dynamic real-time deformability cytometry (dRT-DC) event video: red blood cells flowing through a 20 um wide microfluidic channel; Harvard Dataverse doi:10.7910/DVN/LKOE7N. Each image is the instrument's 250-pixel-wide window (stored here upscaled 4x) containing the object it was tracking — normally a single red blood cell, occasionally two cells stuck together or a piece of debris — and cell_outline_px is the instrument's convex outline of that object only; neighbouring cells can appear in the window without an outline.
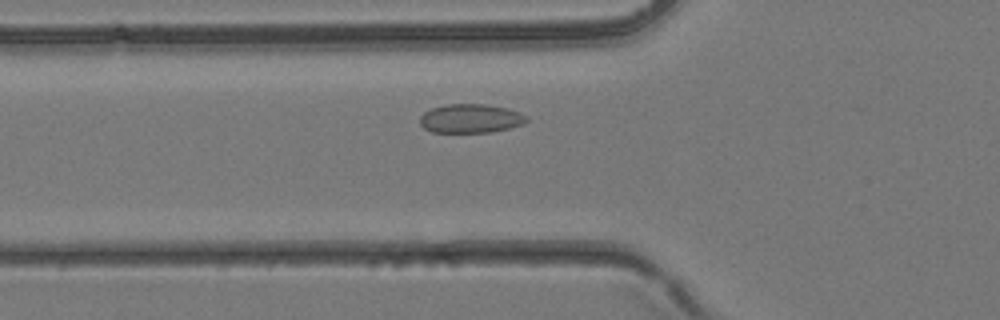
{"species": "common noctule bat (a hibernating species)", "species_latin": "Nyctalus noctula", "temperature_condition": "room temperature", "stored_images_in_passage": 10, "camera_frame_rate_fps": 3000, "um_per_image_px": 0.085, "animal": {"sex": "female", "body_mass_g": 24.6, "forearm_length_mm": 56.2}, "frame": {"image": 1, "passage_image": 7, "time_ms": 2.0, "image_size_px": [1000, 320], "cell_outline_px": [[528, 120], [524, 124], [492, 132], [432, 132], [424, 128], [420, 124], [420, 116], [424, 112], [432, 108], [444, 104], [484, 104], [508, 108], [528, 116]], "centroid_in_image_um": [40.0, 10.07], "position_along_channel_um": 85.8, "area_um2": 18.03}}
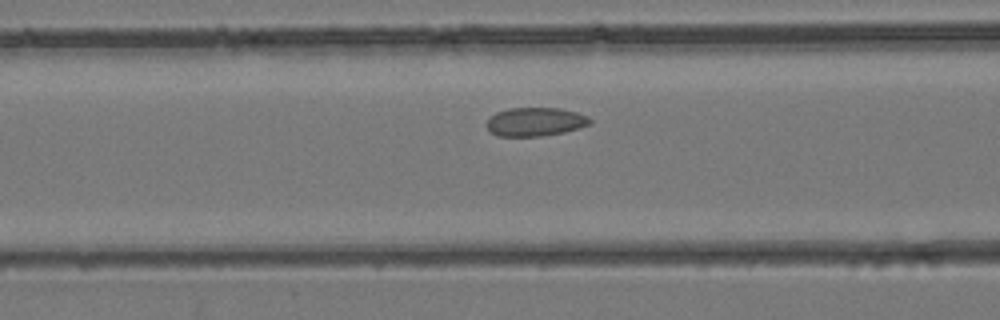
{"frame": {"image": 2, "passage_image": 9, "time_ms": 2.667, "image_size_px": [1000, 320], "cell_outline_px": [[592, 124], [580, 128], [564, 132], [540, 136], [496, 136], [484, 124], [496, 112], [508, 108], [560, 108], [576, 112], [588, 116], [592, 120]], "centroid_in_image_um": [45.52, 10.35], "position_along_channel_um": 121.1, "area_um2": 17.34}}